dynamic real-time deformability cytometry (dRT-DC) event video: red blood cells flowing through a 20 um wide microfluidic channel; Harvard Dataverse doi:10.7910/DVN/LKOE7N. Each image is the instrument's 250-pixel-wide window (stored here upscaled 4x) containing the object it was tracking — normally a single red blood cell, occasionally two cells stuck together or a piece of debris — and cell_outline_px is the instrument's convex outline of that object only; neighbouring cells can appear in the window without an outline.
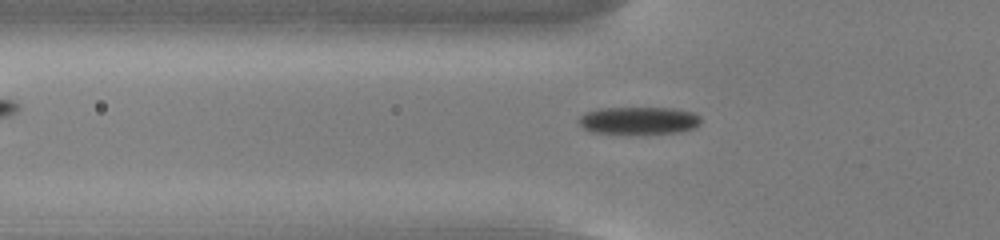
{"species": "common noctule bat (a hibernating species)", "species_latin": "Nyctalus noctula", "temperature_condition": "cold", "stored_images_in_passage": 55, "camera_frame_rate_fps": 3000, "um_per_image_px": 0.085, "animal": {"sex": "male", "body_mass_g": 13.0, "forearm_length_mm": 53.1}, "frame": {"image": 1, "passage_image": 19, "time_ms": 6.0, "image_size_px": [1000, 240], "cell_outline_px": [[700, 124], [696, 128], [680, 132], [592, 132], [584, 128], [580, 124], [580, 116], [588, 112], [600, 108], [672, 108], [692, 112], [700, 116]], "centroid_in_image_um": [54.35, 10.22], "position_along_channel_um": 71.4, "area_um2": 18.96}}
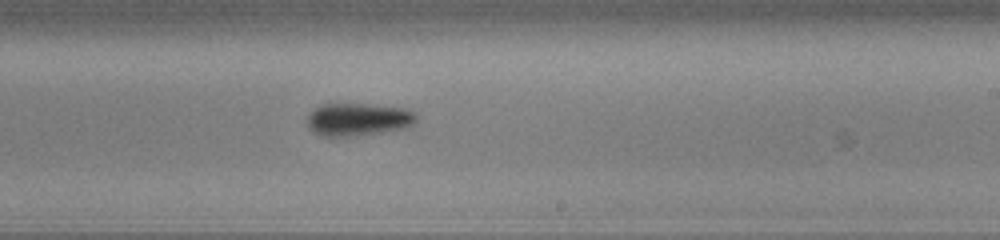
{"frame": {"image": 2, "passage_image": 34, "time_ms": 11.0, "image_size_px": [1000, 240], "cell_outline_px": [[416, 120], [408, 128], [384, 132], [348, 136], [320, 136], [312, 132], [308, 128], [308, 116], [320, 104], [368, 104], [404, 108], [416, 112]], "centroid_in_image_um": [30.45, 10.15], "position_along_channel_um": 258.5, "area_um2": 20.87}}
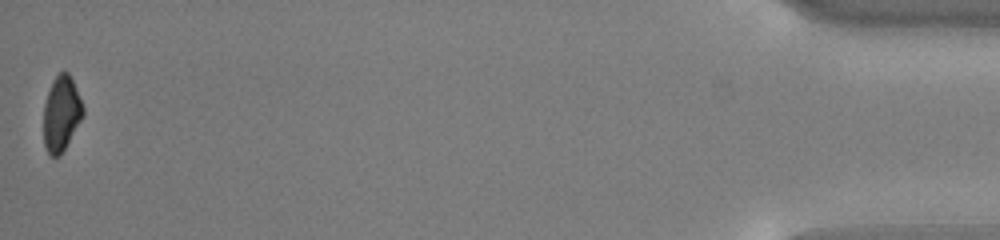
{"frame": {"image": 3, "passage_image": 55, "time_ms": 18.0, "image_size_px": [1000, 240], "cell_outline_px": [[84, 116], [60, 156], [52, 156], [48, 152], [44, 144], [44, 104], [52, 80], [60, 72], [68, 72], [72, 80], [84, 108]], "centroid_in_image_um": [5.22, 9.67], "position_along_channel_um": 430.0, "area_um2": 17.11}, "authors_computed_cell_mechanics": {"area_um2": 19.3052, "velocity_mm_per_s": 3.7562, "shape_relaxation_time_tau1_ms": 1.8673, "shape_relaxation_time_tau2_ms": null, "deformation_change_tau1": 0.08, "deformation_change_tau2": null}}